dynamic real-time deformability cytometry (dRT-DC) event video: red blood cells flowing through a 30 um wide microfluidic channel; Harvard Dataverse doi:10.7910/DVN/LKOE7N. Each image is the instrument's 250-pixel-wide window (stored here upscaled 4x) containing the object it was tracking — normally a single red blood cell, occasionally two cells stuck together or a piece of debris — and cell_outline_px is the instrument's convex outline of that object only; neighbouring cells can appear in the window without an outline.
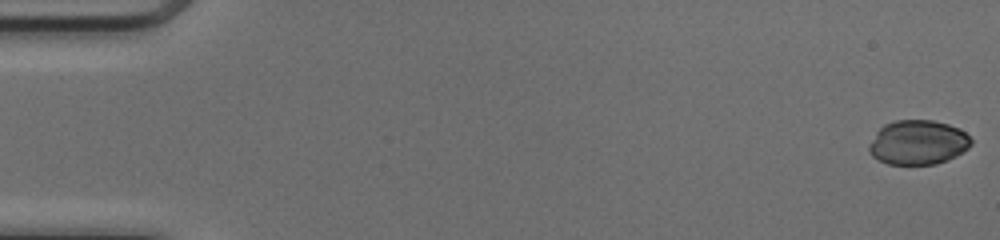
{"species": "common noctule bat (a hibernating species)", "species_latin": "Nyctalus noctula", "temperature_condition": "cold", "stored_images_in_passage": 51, "camera_frame_rate_fps": 3000, "um_per_image_px": 0.085, "animal": {"sex": "female", "body_mass_g": 17.0, "forearm_length_mm": 48.0}, "frame": {"image": 1, "passage_image": 1, "time_ms": 0.0, "image_size_px": [1000, 240], "cell_outline_px": [[972, 144], [968, 148], [956, 156], [936, 164], [888, 164], [872, 156], [868, 148], [876, 132], [884, 124], [896, 120], [932, 120], [948, 124], [960, 128], [972, 140]], "centroid_in_image_um": [78.04, 12.1], "position_along_channel_um": 7.0, "area_um2": 26.36}}
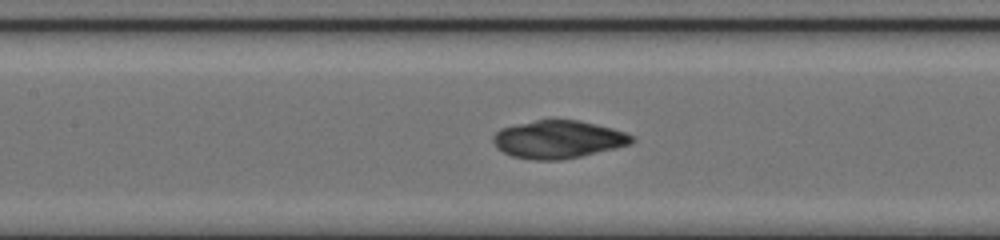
{"frame": {"image": 2, "passage_image": 24, "time_ms": 7.667, "image_size_px": [1000, 240], "cell_outline_px": [[636, 140], [632, 144], [616, 148], [580, 156], [560, 160], [532, 160], [512, 156], [496, 148], [492, 140], [492, 136], [500, 128], [516, 124], [552, 116], [580, 120], [612, 128], [636, 136]], "centroid_in_image_um": [47.45, 11.81], "position_along_channel_um": 160.0, "area_um2": 31.44}}
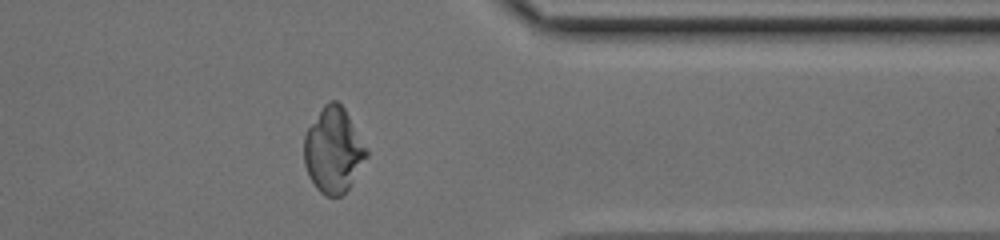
{"frame": {"image": 3, "passage_image": 41, "time_ms": 13.333, "image_size_px": [1000, 240], "cell_outline_px": [[368, 156], [348, 188], [340, 196], [328, 196], [320, 192], [316, 188], [308, 176], [304, 164], [304, 136], [308, 128], [324, 104], [332, 100], [336, 100], [344, 108], [368, 148]], "centroid_in_image_um": [28.34, 12.77], "position_along_channel_um": 383.1, "area_um2": 30.87}}